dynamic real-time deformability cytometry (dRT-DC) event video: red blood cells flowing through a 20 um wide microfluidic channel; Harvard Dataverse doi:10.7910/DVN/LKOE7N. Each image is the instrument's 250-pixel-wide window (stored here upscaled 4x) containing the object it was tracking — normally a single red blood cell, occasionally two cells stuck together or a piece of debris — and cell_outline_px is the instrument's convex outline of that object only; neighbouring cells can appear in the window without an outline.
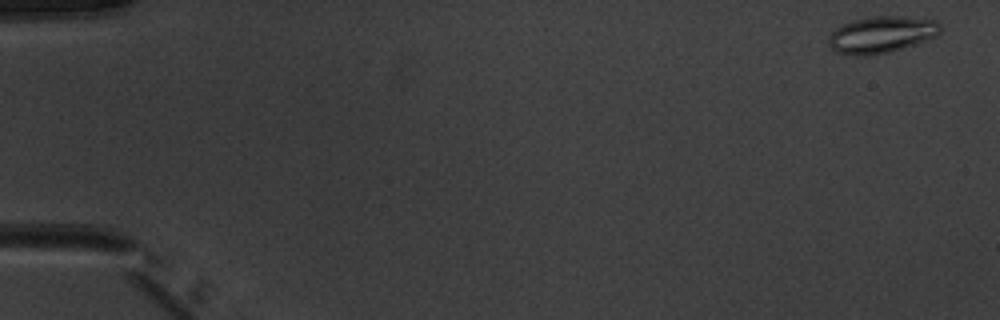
{"species": "common noctule bat (a hibernating species)", "species_latin": "Nyctalus noctula", "temperature_condition": "warm", "stored_images_in_passage": 9, "camera_frame_rate_fps": 3000, "um_per_image_px": 0.085, "animal": {"sex": "male", "body_mass_g": 20.1, "forearm_length_mm": 53.5}, "frame": {"image": 1, "passage_image": 2, "time_ms": 0.333, "image_size_px": [1000, 320], "cell_outline_px": [[944, 28], [936, 36], [892, 52], [868, 56], [856, 56], [836, 52], [828, 44], [828, 36], [836, 28], [844, 24], [856, 20], [872, 16], [904, 16], [936, 20]], "centroid_in_image_um": [74.94, 2.95], "position_along_channel_um": 10.1, "area_um2": 24.04}}